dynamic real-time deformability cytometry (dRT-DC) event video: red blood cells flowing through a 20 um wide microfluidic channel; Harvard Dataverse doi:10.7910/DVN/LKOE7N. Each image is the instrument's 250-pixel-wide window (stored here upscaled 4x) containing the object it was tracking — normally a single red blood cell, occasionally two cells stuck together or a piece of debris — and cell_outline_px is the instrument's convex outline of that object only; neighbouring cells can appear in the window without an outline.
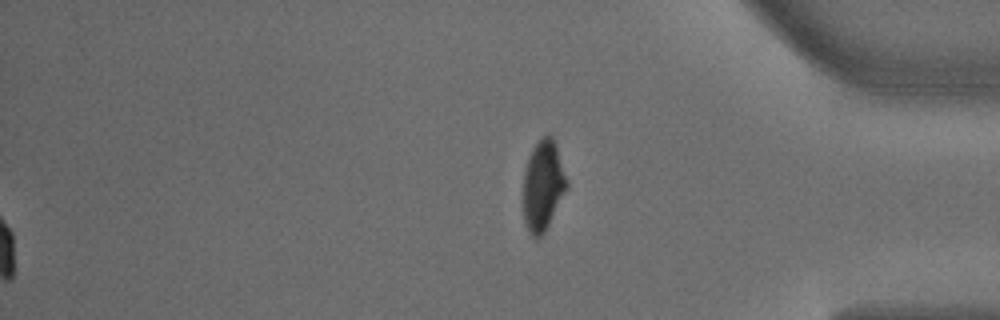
{"species": "common noctule bat (a hibernating species)", "species_latin": "Nyctalus noctula", "temperature_condition": "warm", "stored_images_in_passage": 51, "segment_of_instrument_passage": [2, 2], "camera_frame_rate_fps": 3000, "um_per_image_px": 0.085, "animal": {"sex": "male", "body_mass_g": 18.8}, "frame": {"image": 1, "passage_image": 51, "time_ms": 16.667, "image_size_px": [1000, 320], "cell_outline_px": [[568, 188], [544, 232], [536, 240], [528, 232], [524, 224], [524, 172], [532, 148], [544, 136], [552, 136], [556, 144], [568, 180]], "centroid_in_image_um": [46.17, 15.8], "position_along_channel_um": 389.0, "area_um2": 22.77}}